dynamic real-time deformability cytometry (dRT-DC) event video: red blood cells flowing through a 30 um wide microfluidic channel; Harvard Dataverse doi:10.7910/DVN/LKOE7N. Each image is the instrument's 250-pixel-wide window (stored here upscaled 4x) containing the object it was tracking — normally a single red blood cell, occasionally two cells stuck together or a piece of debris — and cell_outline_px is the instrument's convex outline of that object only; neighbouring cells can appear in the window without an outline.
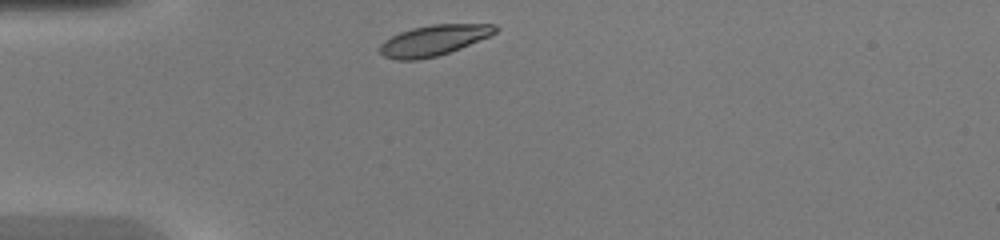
{"species": "common noctule bat (a hibernating species)", "species_latin": "Nyctalus noctula", "temperature_condition": "warm", "stored_images_in_passage": 29, "camera_frame_rate_fps": 3000, "um_per_image_px": 0.085, "animal": {"sex": "female", "body_mass_g": 20.0, "forearm_length_mm": 54.0}, "frame": {"image": 1, "passage_image": 1, "time_ms": 0.0, "image_size_px": [1000, 240], "cell_outline_px": [[500, 28], [492, 36], [460, 48], [436, 56], [416, 60], [396, 60], [384, 56], [380, 52], [380, 44], [384, 40], [400, 32], [412, 28], [432, 24], [496, 24]], "centroid_in_image_um": [36.9, 3.42], "position_along_channel_um": 48.1, "area_um2": 20.63}}
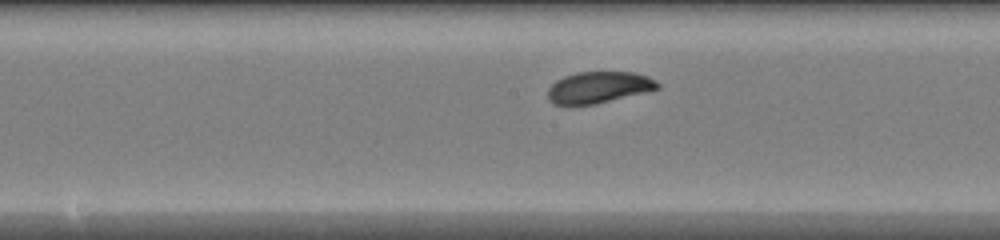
{"frame": {"image": 2, "passage_image": 13, "time_ms": 4.0, "image_size_px": [1000, 240], "cell_outline_px": [[660, 88], [596, 104], [552, 104], [548, 100], [548, 88], [556, 80], [564, 76], [576, 72], [632, 72], [648, 76], [656, 80], [660, 84]], "centroid_in_image_um": [50.88, 7.41], "position_along_channel_um": 197.3, "area_um2": 20.06}}
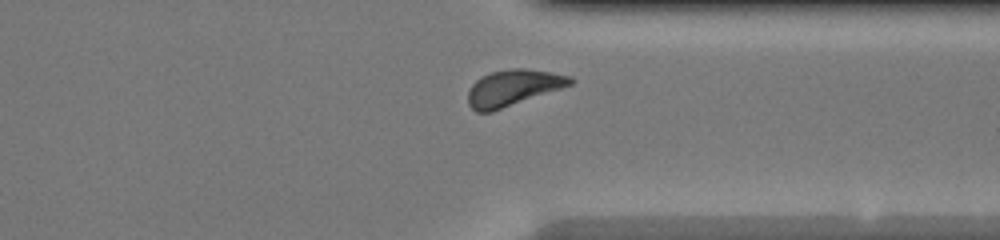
{"frame": {"image": 3, "passage_image": 25, "time_ms": 8.0, "image_size_px": [1000, 240], "cell_outline_px": [[576, 80], [572, 84], [492, 112], [476, 112], [468, 104], [468, 92], [472, 84], [480, 76], [492, 72], [512, 68], [524, 68], [552, 72], [572, 76]], "centroid_in_image_um": [43.61, 7.45], "position_along_channel_um": 367.8, "area_um2": 21.5}, "authors_computed_cell_mechanics": {"area_um2": 20.519, "velocity_mm_per_s": 4.265, "shape_relaxation_time_tau1_ms": 2.2572, "shape_relaxation_time_tau2_ms": null, "deformation_change_tau1": 0.109, "deformation_change_tau2": null}}